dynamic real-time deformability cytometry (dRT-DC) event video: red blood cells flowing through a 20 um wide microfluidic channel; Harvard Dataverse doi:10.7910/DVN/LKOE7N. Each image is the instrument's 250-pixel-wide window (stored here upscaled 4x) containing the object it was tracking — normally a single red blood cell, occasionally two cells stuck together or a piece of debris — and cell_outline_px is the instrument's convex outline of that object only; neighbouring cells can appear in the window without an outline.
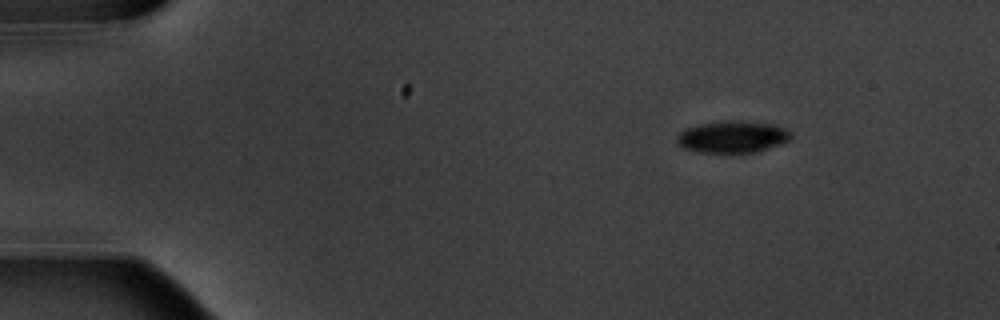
{"species": "common noctule bat (a hibernating species)", "species_latin": "Nyctalus noctula", "temperature_condition": "warm", "stored_images_in_passage": 6, "camera_frame_rate_fps": 3000, "um_per_image_px": 0.085, "animal": {"sex": "male", "body_mass_g": 20.1, "forearm_length_mm": 53.5}, "frame": {"image": 1, "passage_image": 1, "time_ms": 0.0, "image_size_px": [1000, 320], "cell_outline_px": [[792, 136], [788, 140], [768, 148], [756, 152], [700, 152], [684, 148], [676, 140], [676, 136], [684, 128], [696, 124], [720, 120], [744, 120], [776, 124], [792, 132]], "centroid_in_image_um": [62.25, 11.59], "position_along_channel_um": 22.8, "area_um2": 21.44}}
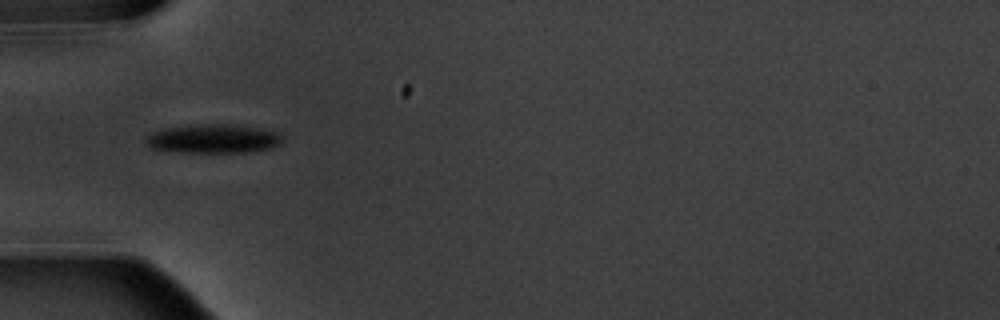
{"frame": {"image": 2, "passage_image": 4, "time_ms": 3.667, "image_size_px": [1000, 320], "cell_outline_px": [[284, 140], [280, 144], [268, 148], [244, 152], [180, 152], [152, 148], [144, 140], [152, 132], [164, 128], [200, 124], [236, 124], [276, 132]], "centroid_in_image_um": [18.11, 11.78], "position_along_channel_um": 66.9, "area_um2": 22.72}}